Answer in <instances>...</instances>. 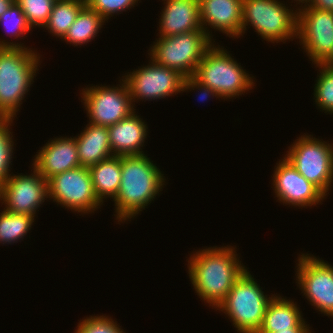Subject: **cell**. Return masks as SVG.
<instances>
[{
  "mask_svg": "<svg viewBox=\"0 0 333 333\" xmlns=\"http://www.w3.org/2000/svg\"><path fill=\"white\" fill-rule=\"evenodd\" d=\"M234 247H209L188 258V273L197 296L212 308H217L245 272Z\"/></svg>",
  "mask_w": 333,
  "mask_h": 333,
  "instance_id": "1",
  "label": "cell"
},
{
  "mask_svg": "<svg viewBox=\"0 0 333 333\" xmlns=\"http://www.w3.org/2000/svg\"><path fill=\"white\" fill-rule=\"evenodd\" d=\"M146 154L121 156V184L112 200L118 222L134 218L165 185V176ZM162 189V190H161Z\"/></svg>",
  "mask_w": 333,
  "mask_h": 333,
  "instance_id": "2",
  "label": "cell"
},
{
  "mask_svg": "<svg viewBox=\"0 0 333 333\" xmlns=\"http://www.w3.org/2000/svg\"><path fill=\"white\" fill-rule=\"evenodd\" d=\"M22 44L0 39V117L15 118L39 70V53Z\"/></svg>",
  "mask_w": 333,
  "mask_h": 333,
  "instance_id": "3",
  "label": "cell"
},
{
  "mask_svg": "<svg viewBox=\"0 0 333 333\" xmlns=\"http://www.w3.org/2000/svg\"><path fill=\"white\" fill-rule=\"evenodd\" d=\"M249 270L239 277L227 298L216 308L232 321L239 333H257L261 327L268 304L275 294L268 297L257 284Z\"/></svg>",
  "mask_w": 333,
  "mask_h": 333,
  "instance_id": "4",
  "label": "cell"
},
{
  "mask_svg": "<svg viewBox=\"0 0 333 333\" xmlns=\"http://www.w3.org/2000/svg\"><path fill=\"white\" fill-rule=\"evenodd\" d=\"M219 46L213 44L205 52L193 76L217 92L221 98L236 99L255 86L254 76L250 77L240 63Z\"/></svg>",
  "mask_w": 333,
  "mask_h": 333,
  "instance_id": "5",
  "label": "cell"
},
{
  "mask_svg": "<svg viewBox=\"0 0 333 333\" xmlns=\"http://www.w3.org/2000/svg\"><path fill=\"white\" fill-rule=\"evenodd\" d=\"M288 8L280 0H243L242 34L250 25L268 42L294 40L297 38L298 11Z\"/></svg>",
  "mask_w": 333,
  "mask_h": 333,
  "instance_id": "6",
  "label": "cell"
},
{
  "mask_svg": "<svg viewBox=\"0 0 333 333\" xmlns=\"http://www.w3.org/2000/svg\"><path fill=\"white\" fill-rule=\"evenodd\" d=\"M156 40L149 49L150 62L174 69L184 77L195 74L205 52L215 42L205 31L158 37Z\"/></svg>",
  "mask_w": 333,
  "mask_h": 333,
  "instance_id": "7",
  "label": "cell"
},
{
  "mask_svg": "<svg viewBox=\"0 0 333 333\" xmlns=\"http://www.w3.org/2000/svg\"><path fill=\"white\" fill-rule=\"evenodd\" d=\"M311 136L296 139L284 157L327 197L333 183V144Z\"/></svg>",
  "mask_w": 333,
  "mask_h": 333,
  "instance_id": "8",
  "label": "cell"
},
{
  "mask_svg": "<svg viewBox=\"0 0 333 333\" xmlns=\"http://www.w3.org/2000/svg\"><path fill=\"white\" fill-rule=\"evenodd\" d=\"M49 200L71 211L89 214L103 205L96 197L87 167L62 172L48 180Z\"/></svg>",
  "mask_w": 333,
  "mask_h": 333,
  "instance_id": "9",
  "label": "cell"
},
{
  "mask_svg": "<svg viewBox=\"0 0 333 333\" xmlns=\"http://www.w3.org/2000/svg\"><path fill=\"white\" fill-rule=\"evenodd\" d=\"M121 80L118 87L96 85L82 89L81 102L84 103L90 123L109 127L136 110L127 85Z\"/></svg>",
  "mask_w": 333,
  "mask_h": 333,
  "instance_id": "10",
  "label": "cell"
},
{
  "mask_svg": "<svg viewBox=\"0 0 333 333\" xmlns=\"http://www.w3.org/2000/svg\"><path fill=\"white\" fill-rule=\"evenodd\" d=\"M309 255L298 257L296 283L316 310L333 318V266Z\"/></svg>",
  "mask_w": 333,
  "mask_h": 333,
  "instance_id": "11",
  "label": "cell"
},
{
  "mask_svg": "<svg viewBox=\"0 0 333 333\" xmlns=\"http://www.w3.org/2000/svg\"><path fill=\"white\" fill-rule=\"evenodd\" d=\"M297 38L312 63H325L333 53V12L311 6L298 10Z\"/></svg>",
  "mask_w": 333,
  "mask_h": 333,
  "instance_id": "12",
  "label": "cell"
},
{
  "mask_svg": "<svg viewBox=\"0 0 333 333\" xmlns=\"http://www.w3.org/2000/svg\"><path fill=\"white\" fill-rule=\"evenodd\" d=\"M122 78L129 90L133 105L138 100H157L181 93L184 76L178 71L160 66L153 61L128 72ZM136 100V101H135Z\"/></svg>",
  "mask_w": 333,
  "mask_h": 333,
  "instance_id": "13",
  "label": "cell"
},
{
  "mask_svg": "<svg viewBox=\"0 0 333 333\" xmlns=\"http://www.w3.org/2000/svg\"><path fill=\"white\" fill-rule=\"evenodd\" d=\"M32 168L33 173L10 175L0 185V201H3L4 210L35 217L36 210L49 198L48 181Z\"/></svg>",
  "mask_w": 333,
  "mask_h": 333,
  "instance_id": "14",
  "label": "cell"
},
{
  "mask_svg": "<svg viewBox=\"0 0 333 333\" xmlns=\"http://www.w3.org/2000/svg\"><path fill=\"white\" fill-rule=\"evenodd\" d=\"M275 167L273 190L277 200L283 205L307 208V206H316L326 198V195L302 176L285 157L276 163Z\"/></svg>",
  "mask_w": 333,
  "mask_h": 333,
  "instance_id": "15",
  "label": "cell"
},
{
  "mask_svg": "<svg viewBox=\"0 0 333 333\" xmlns=\"http://www.w3.org/2000/svg\"><path fill=\"white\" fill-rule=\"evenodd\" d=\"M199 18L202 29L212 39L214 28L220 32L240 38L242 35V3L243 0H198ZM209 28H207L208 26Z\"/></svg>",
  "mask_w": 333,
  "mask_h": 333,
  "instance_id": "16",
  "label": "cell"
},
{
  "mask_svg": "<svg viewBox=\"0 0 333 333\" xmlns=\"http://www.w3.org/2000/svg\"><path fill=\"white\" fill-rule=\"evenodd\" d=\"M40 149L32 166L47 181L55 175L81 166L74 137H55Z\"/></svg>",
  "mask_w": 333,
  "mask_h": 333,
  "instance_id": "17",
  "label": "cell"
},
{
  "mask_svg": "<svg viewBox=\"0 0 333 333\" xmlns=\"http://www.w3.org/2000/svg\"><path fill=\"white\" fill-rule=\"evenodd\" d=\"M162 1L165 6L159 19V37L204 31L200 24L198 0Z\"/></svg>",
  "mask_w": 333,
  "mask_h": 333,
  "instance_id": "18",
  "label": "cell"
},
{
  "mask_svg": "<svg viewBox=\"0 0 333 333\" xmlns=\"http://www.w3.org/2000/svg\"><path fill=\"white\" fill-rule=\"evenodd\" d=\"M136 111L108 127L110 148L113 156L144 154L142 151L148 127Z\"/></svg>",
  "mask_w": 333,
  "mask_h": 333,
  "instance_id": "19",
  "label": "cell"
},
{
  "mask_svg": "<svg viewBox=\"0 0 333 333\" xmlns=\"http://www.w3.org/2000/svg\"><path fill=\"white\" fill-rule=\"evenodd\" d=\"M84 129L78 136L74 137L81 166L89 168L100 161L113 157L108 127L88 122Z\"/></svg>",
  "mask_w": 333,
  "mask_h": 333,
  "instance_id": "20",
  "label": "cell"
},
{
  "mask_svg": "<svg viewBox=\"0 0 333 333\" xmlns=\"http://www.w3.org/2000/svg\"><path fill=\"white\" fill-rule=\"evenodd\" d=\"M300 308L290 299L275 295L268 304L257 333H275L295 328L302 320Z\"/></svg>",
  "mask_w": 333,
  "mask_h": 333,
  "instance_id": "21",
  "label": "cell"
},
{
  "mask_svg": "<svg viewBox=\"0 0 333 333\" xmlns=\"http://www.w3.org/2000/svg\"><path fill=\"white\" fill-rule=\"evenodd\" d=\"M96 197L114 199L121 184V156H113L88 168Z\"/></svg>",
  "mask_w": 333,
  "mask_h": 333,
  "instance_id": "22",
  "label": "cell"
},
{
  "mask_svg": "<svg viewBox=\"0 0 333 333\" xmlns=\"http://www.w3.org/2000/svg\"><path fill=\"white\" fill-rule=\"evenodd\" d=\"M105 21L95 10L85 5L69 27L62 41L65 39L67 43L82 46L95 38Z\"/></svg>",
  "mask_w": 333,
  "mask_h": 333,
  "instance_id": "23",
  "label": "cell"
},
{
  "mask_svg": "<svg viewBox=\"0 0 333 333\" xmlns=\"http://www.w3.org/2000/svg\"><path fill=\"white\" fill-rule=\"evenodd\" d=\"M85 5V0H56L44 27L62 39Z\"/></svg>",
  "mask_w": 333,
  "mask_h": 333,
  "instance_id": "24",
  "label": "cell"
},
{
  "mask_svg": "<svg viewBox=\"0 0 333 333\" xmlns=\"http://www.w3.org/2000/svg\"><path fill=\"white\" fill-rule=\"evenodd\" d=\"M35 217L27 214L13 213L6 210L0 212V243L12 244L31 230Z\"/></svg>",
  "mask_w": 333,
  "mask_h": 333,
  "instance_id": "25",
  "label": "cell"
},
{
  "mask_svg": "<svg viewBox=\"0 0 333 333\" xmlns=\"http://www.w3.org/2000/svg\"><path fill=\"white\" fill-rule=\"evenodd\" d=\"M319 68V75L314 87V100L324 113H333V68L325 63L315 64Z\"/></svg>",
  "mask_w": 333,
  "mask_h": 333,
  "instance_id": "26",
  "label": "cell"
},
{
  "mask_svg": "<svg viewBox=\"0 0 333 333\" xmlns=\"http://www.w3.org/2000/svg\"><path fill=\"white\" fill-rule=\"evenodd\" d=\"M14 118L0 117V185L9 178L12 165V155L14 150L13 135L10 132Z\"/></svg>",
  "mask_w": 333,
  "mask_h": 333,
  "instance_id": "27",
  "label": "cell"
},
{
  "mask_svg": "<svg viewBox=\"0 0 333 333\" xmlns=\"http://www.w3.org/2000/svg\"><path fill=\"white\" fill-rule=\"evenodd\" d=\"M56 0H15L26 16L27 22L33 27H44L52 12Z\"/></svg>",
  "mask_w": 333,
  "mask_h": 333,
  "instance_id": "28",
  "label": "cell"
},
{
  "mask_svg": "<svg viewBox=\"0 0 333 333\" xmlns=\"http://www.w3.org/2000/svg\"><path fill=\"white\" fill-rule=\"evenodd\" d=\"M3 25L7 30L6 33L11 34L10 36H14L15 39L23 37V35L29 33L31 30L26 16L15 1L0 17V26Z\"/></svg>",
  "mask_w": 333,
  "mask_h": 333,
  "instance_id": "29",
  "label": "cell"
},
{
  "mask_svg": "<svg viewBox=\"0 0 333 333\" xmlns=\"http://www.w3.org/2000/svg\"><path fill=\"white\" fill-rule=\"evenodd\" d=\"M120 327L109 316H89L79 322L75 333H125Z\"/></svg>",
  "mask_w": 333,
  "mask_h": 333,
  "instance_id": "30",
  "label": "cell"
},
{
  "mask_svg": "<svg viewBox=\"0 0 333 333\" xmlns=\"http://www.w3.org/2000/svg\"><path fill=\"white\" fill-rule=\"evenodd\" d=\"M139 0H85L86 5L95 10L106 21L113 14H119L131 9Z\"/></svg>",
  "mask_w": 333,
  "mask_h": 333,
  "instance_id": "31",
  "label": "cell"
},
{
  "mask_svg": "<svg viewBox=\"0 0 333 333\" xmlns=\"http://www.w3.org/2000/svg\"><path fill=\"white\" fill-rule=\"evenodd\" d=\"M194 88L196 90L198 89L201 92L200 94L198 93L201 101L206 100L211 95H212V97L215 96L216 98H221L217 92L212 90L208 85H205L202 82H200L199 80H197L194 76L184 77L183 82H182L181 91L187 92V90L188 91L195 90Z\"/></svg>",
  "mask_w": 333,
  "mask_h": 333,
  "instance_id": "32",
  "label": "cell"
},
{
  "mask_svg": "<svg viewBox=\"0 0 333 333\" xmlns=\"http://www.w3.org/2000/svg\"><path fill=\"white\" fill-rule=\"evenodd\" d=\"M309 6L318 10L333 12V0H312Z\"/></svg>",
  "mask_w": 333,
  "mask_h": 333,
  "instance_id": "33",
  "label": "cell"
},
{
  "mask_svg": "<svg viewBox=\"0 0 333 333\" xmlns=\"http://www.w3.org/2000/svg\"><path fill=\"white\" fill-rule=\"evenodd\" d=\"M275 333H311V330L303 319L295 328H288L287 330L277 331Z\"/></svg>",
  "mask_w": 333,
  "mask_h": 333,
  "instance_id": "34",
  "label": "cell"
},
{
  "mask_svg": "<svg viewBox=\"0 0 333 333\" xmlns=\"http://www.w3.org/2000/svg\"><path fill=\"white\" fill-rule=\"evenodd\" d=\"M15 0H0V17L13 4Z\"/></svg>",
  "mask_w": 333,
  "mask_h": 333,
  "instance_id": "35",
  "label": "cell"
},
{
  "mask_svg": "<svg viewBox=\"0 0 333 333\" xmlns=\"http://www.w3.org/2000/svg\"><path fill=\"white\" fill-rule=\"evenodd\" d=\"M294 1H295L297 4H299V5H300V3L304 4V6L301 4V5L299 6V8L297 7L296 10H300L301 7H302V8H305V7L309 6L310 3L312 2V0H294Z\"/></svg>",
  "mask_w": 333,
  "mask_h": 333,
  "instance_id": "36",
  "label": "cell"
},
{
  "mask_svg": "<svg viewBox=\"0 0 333 333\" xmlns=\"http://www.w3.org/2000/svg\"><path fill=\"white\" fill-rule=\"evenodd\" d=\"M325 64L333 68V53L330 58L325 62Z\"/></svg>",
  "mask_w": 333,
  "mask_h": 333,
  "instance_id": "37",
  "label": "cell"
}]
</instances>
